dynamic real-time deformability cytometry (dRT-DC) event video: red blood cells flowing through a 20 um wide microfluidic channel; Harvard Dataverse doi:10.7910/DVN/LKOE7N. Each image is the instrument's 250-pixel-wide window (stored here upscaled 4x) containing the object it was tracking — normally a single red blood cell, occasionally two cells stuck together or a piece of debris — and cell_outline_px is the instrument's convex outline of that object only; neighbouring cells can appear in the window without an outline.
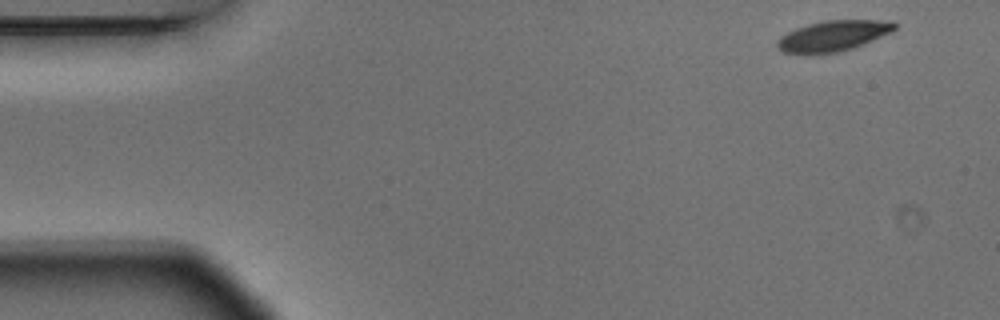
{"species": "Egyptian fruit bat (a non-hibernating species)", "species_latin": "Rousettus aegyptiacus", "temperature_condition": "warm", "stored_images_in_passage": 4, "camera_frame_rate_fps": 3000, "um_per_image_px": 0.085, "animal": {"sex": "male"}, "frame": {"image": 1, "passage_image": 1, "time_ms": 0.0, "image_size_px": [1000, 320], "cell_outline_px": [[896, 28], [892, 32], [852, 48], [836, 52], [784, 52], [776, 48], [776, 40], [780, 36], [796, 28], [808, 24], [828, 20], [892, 20], [896, 24]], "centroid_in_image_um": [70.84, 3.01], "position_along_channel_um": 14.2, "area_um2": 20.52}}
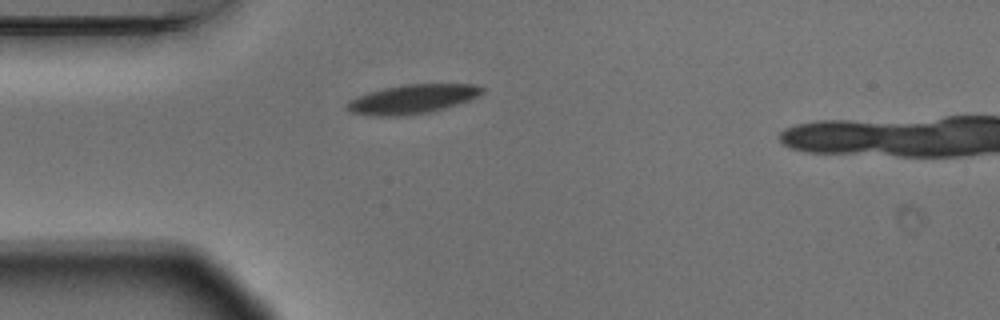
{"frame": {"image": 2, "passage_image": 4, "time_ms": 1.0, "image_size_px": [1000, 320], "cell_outline_px": [[484, 92], [468, 100], [444, 108], [428, 112], [404, 116], [372, 116], [352, 112], [348, 108], [348, 104], [356, 96], [368, 92], [384, 88], [404, 84], [476, 84], [484, 88]], "centroid_in_image_um": [35.06, 8.41], "position_along_channel_um": 49.9, "area_um2": 22.66}}